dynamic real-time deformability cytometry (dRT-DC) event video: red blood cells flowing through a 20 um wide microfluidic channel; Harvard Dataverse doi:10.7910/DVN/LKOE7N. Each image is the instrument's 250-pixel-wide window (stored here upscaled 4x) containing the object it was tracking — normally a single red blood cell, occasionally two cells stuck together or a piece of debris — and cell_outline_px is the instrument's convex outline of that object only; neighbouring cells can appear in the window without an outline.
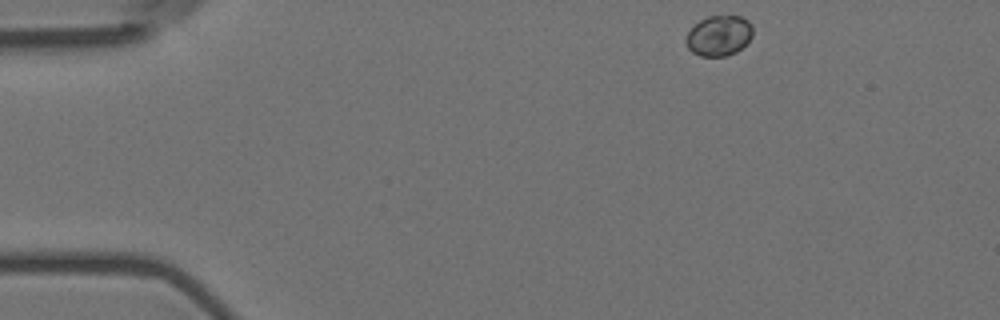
{"species": "Egyptian fruit bat (a non-hibernating species)", "species_latin": "Rousettus aegyptiacus", "temperature_condition": "room temperature", "stored_images_in_passage": 50, "camera_frame_rate_fps": 3000, "um_per_image_px": 0.085, "animal": {"sex": "female"}, "frame": {"image": 1, "passage_image": 1, "time_ms": 0.0, "image_size_px": [1000, 320], "cell_outline_px": [[752, 36], [736, 52], [724, 56], [700, 56], [692, 52], [688, 48], [684, 40], [688, 32], [700, 20], [708, 16], [740, 16], [748, 20], [752, 24]], "centroid_in_image_um": [61.09, 3.03], "position_along_channel_um": 23.9, "area_um2": 15.61}}
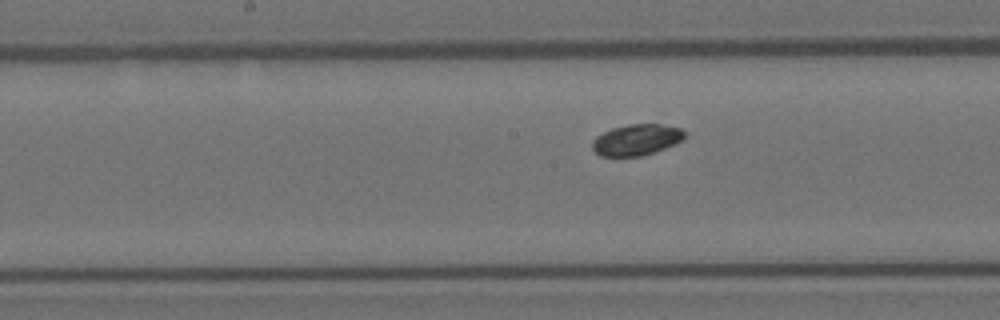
{"frame": {"image": 2, "passage_image": 22, "time_ms": 7.0, "image_size_px": [1000, 320], "cell_outline_px": [[684, 140], [664, 148], [640, 156], [600, 156], [592, 148], [592, 140], [596, 136], [612, 128], [628, 124], [660, 124], [680, 128], [684, 132]], "centroid_in_image_um": [54.08, 11.87], "position_along_channel_um": 194.1, "area_um2": 16.59}}
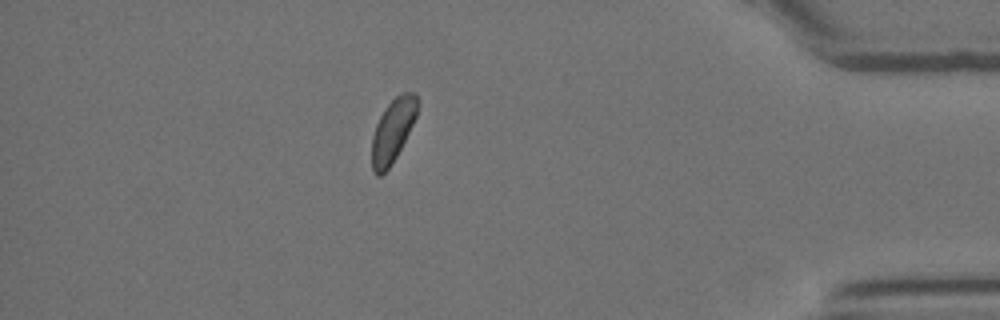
{"frame": {"image": 3, "passage_image": 43, "time_ms": 14.0, "image_size_px": [1000, 320], "cell_outline_px": [[416, 116], [396, 156], [388, 168], [380, 176], [376, 176], [372, 172], [372, 136], [376, 124], [380, 116], [388, 104], [400, 92], [416, 92]], "centroid_in_image_um": [33.35, 11.1], "position_along_channel_um": 401.9, "area_um2": 16.36}}